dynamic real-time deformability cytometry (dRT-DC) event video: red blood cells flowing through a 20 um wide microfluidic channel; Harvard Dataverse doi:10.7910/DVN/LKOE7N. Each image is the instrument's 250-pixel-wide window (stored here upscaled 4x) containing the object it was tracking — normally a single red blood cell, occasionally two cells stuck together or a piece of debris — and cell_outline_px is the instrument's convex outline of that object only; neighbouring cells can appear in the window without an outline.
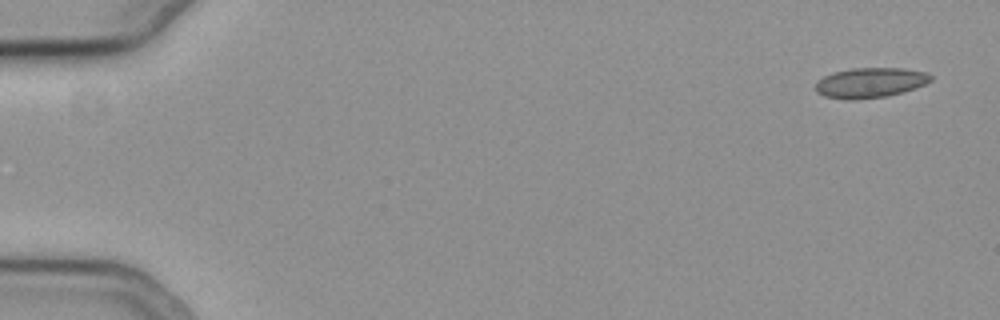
{"species": "common noctule bat (a hibernating species)", "species_latin": "Nyctalus noctula", "temperature_condition": "cold", "stored_images_in_passage": 5, "camera_frame_rate_fps": 3000, "um_per_image_px": 0.085, "animal": {"sex": "female", "body_mass_g": 19.3, "forearm_length_mm": 54.1}, "frame": {"image": 1, "passage_image": 1, "time_ms": 0.0, "image_size_px": [1000, 320], "cell_outline_px": [[932, 80], [924, 84], [900, 92], [884, 96], [856, 100], [848, 100], [824, 96], [816, 92], [816, 80], [832, 72], [852, 68], [904, 68], [928, 72], [932, 76]], "centroid_in_image_um": [73.93, 7.01], "position_along_channel_um": 11.1, "area_um2": 20.17}}